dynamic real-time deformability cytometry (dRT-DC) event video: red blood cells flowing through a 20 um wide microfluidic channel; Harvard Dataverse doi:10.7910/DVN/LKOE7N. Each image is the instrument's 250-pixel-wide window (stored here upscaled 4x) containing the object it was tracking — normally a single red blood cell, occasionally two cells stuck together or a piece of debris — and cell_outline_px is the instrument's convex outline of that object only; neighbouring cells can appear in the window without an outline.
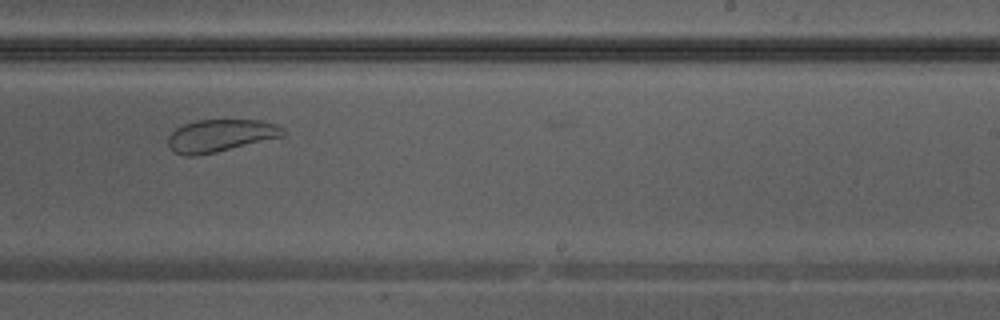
{"species": "Egyptian fruit bat (a non-hibernating species)", "species_latin": "Rousettus aegyptiacus", "temperature_condition": "warm", "stored_images_in_passage": 16, "camera_frame_rate_fps": 3000, "um_per_image_px": 0.085, "animal": {"sex": "male"}, "frame": {"image": 1, "passage_image": 13, "time_ms": 4.0, "image_size_px": [1000, 320], "cell_outline_px": [[284, 136], [216, 152], [196, 156], [184, 156], [168, 148], [168, 136], [176, 128], [184, 124], [196, 120], [260, 120], [276, 124], [284, 132]], "centroid_in_image_um": [18.69, 11.53], "position_along_channel_um": 270.3, "area_um2": 21.62}}